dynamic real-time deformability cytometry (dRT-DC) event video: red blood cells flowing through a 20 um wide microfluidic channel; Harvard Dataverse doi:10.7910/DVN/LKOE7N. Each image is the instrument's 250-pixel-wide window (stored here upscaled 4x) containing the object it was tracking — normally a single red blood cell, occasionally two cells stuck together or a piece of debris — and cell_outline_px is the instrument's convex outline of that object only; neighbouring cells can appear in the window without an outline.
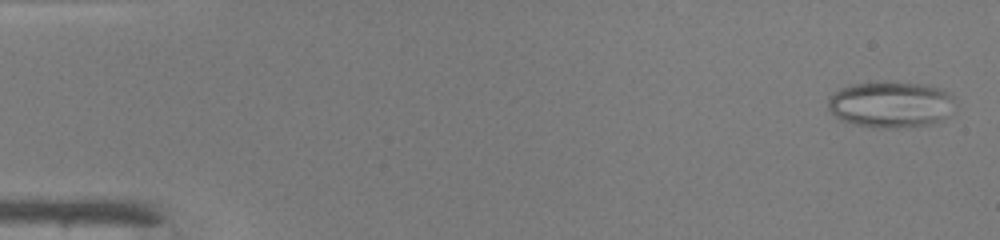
{"species": "common noctule bat (a hibernating species)", "species_latin": "Nyctalus noctula", "temperature_condition": "warm", "stored_images_in_passage": 48, "camera_frame_rate_fps": 3000, "um_per_image_px": 0.085, "animal": {"sex": "male", "body_mass_g": 19.0, "forearm_length_mm": 50.8}, "frame": {"image": 1, "passage_image": 2, "time_ms": 0.333, "image_size_px": [1000, 240], "cell_outline_px": [[956, 104], [940, 120], [932, 124], [896, 128], [876, 128], [852, 124], [840, 120], [828, 108], [828, 96], [840, 88], [848, 84], [872, 80], [888, 80], [920, 84], [940, 88], [948, 92], [952, 96]], "centroid_in_image_um": [75.65, 8.84], "position_along_channel_um": 9.4, "area_um2": 34.97}}
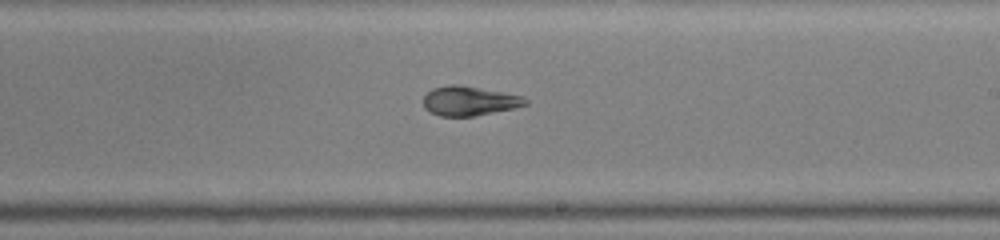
{"frame": {"image": 2, "passage_image": 29, "time_ms": 9.333, "image_size_px": [1000, 240], "cell_outline_px": [[528, 104], [512, 108], [476, 116], [440, 116], [424, 108], [424, 96], [432, 88], [452, 84], [456, 84], [504, 92], [524, 96], [528, 100]], "centroid_in_image_um": [39.9, 8.57], "position_along_channel_um": 249.1, "area_um2": 17.4}}
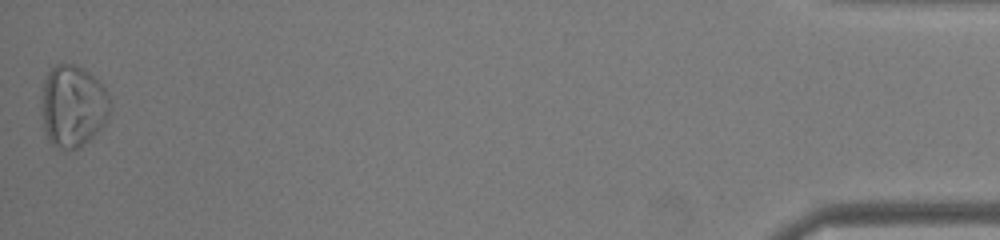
{"frame": {"image": 3, "passage_image": 48, "time_ms": 15.667, "image_size_px": [1000, 240], "cell_outline_px": [[112, 104], [108, 116], [104, 124], [80, 148], [64, 152], [52, 144], [48, 140], [44, 128], [44, 80], [48, 72], [56, 64], [76, 64], [84, 68], [104, 88]], "centroid_in_image_um": [6.22, 9.04], "position_along_channel_um": 429.0, "area_um2": 32.37}, "authors_computed_cell_mechanics": {"area_um2": 24.1315, "velocity_mm_per_s": 4.2485, "shape_relaxation_time_tau1_ms": null, "shape_relaxation_time_tau2_ms": 0.7852, "deformation_change_tau1": null, "deformation_change_tau2": 0.0439}}